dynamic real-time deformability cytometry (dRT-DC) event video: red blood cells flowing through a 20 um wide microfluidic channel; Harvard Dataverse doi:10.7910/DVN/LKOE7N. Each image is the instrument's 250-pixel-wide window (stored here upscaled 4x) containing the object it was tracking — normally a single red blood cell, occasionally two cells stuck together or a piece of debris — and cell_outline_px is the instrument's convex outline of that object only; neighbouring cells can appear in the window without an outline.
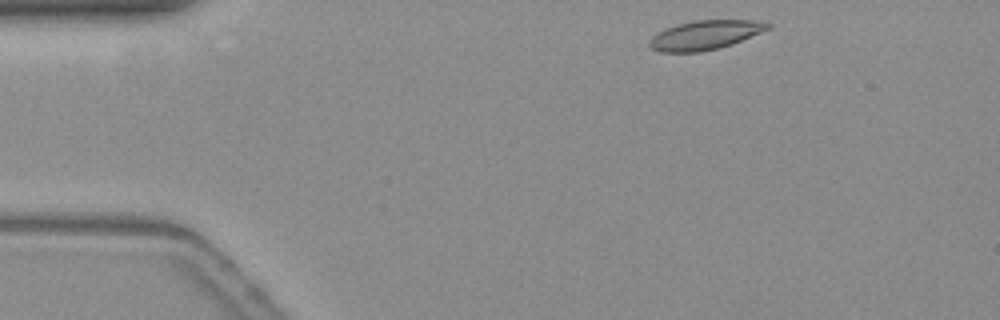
{"species": "common noctule bat (a hibernating species)", "species_latin": "Nyctalus noctula", "temperature_condition": "warm", "stored_images_in_passage": 47, "camera_frame_rate_fps": 3000, "um_per_image_px": 0.085, "animal": {"sex": "female", "body_mass_g": 19.3, "forearm_length_mm": 54.1}, "frame": {"image": 1, "passage_image": 1, "time_ms": 0.0, "image_size_px": [1000, 320], "cell_outline_px": [[772, 28], [732, 44], [720, 48], [700, 52], [660, 52], [652, 48], [648, 44], [648, 40], [652, 36], [676, 24], [696, 20], [752, 20], [772, 24]], "centroid_in_image_um": [59.95, 2.98], "position_along_channel_um": 25.1, "area_um2": 20.11}}
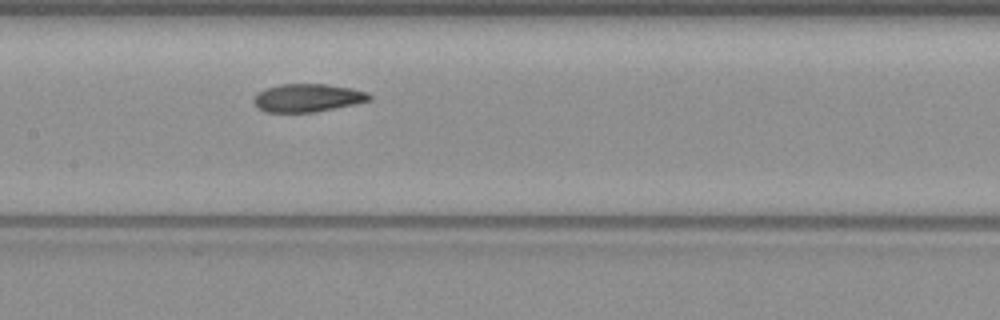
{"frame": {"image": 2, "passage_image": 19, "time_ms": 6.0, "image_size_px": [1000, 320], "cell_outline_px": [[372, 100], [356, 104], [312, 112], [264, 112], [252, 100], [264, 88], [280, 84], [324, 84], [352, 88], [368, 92], [372, 96]], "centroid_in_image_um": [26.18, 8.31], "position_along_channel_um": 181.2, "area_um2": 18.84}}
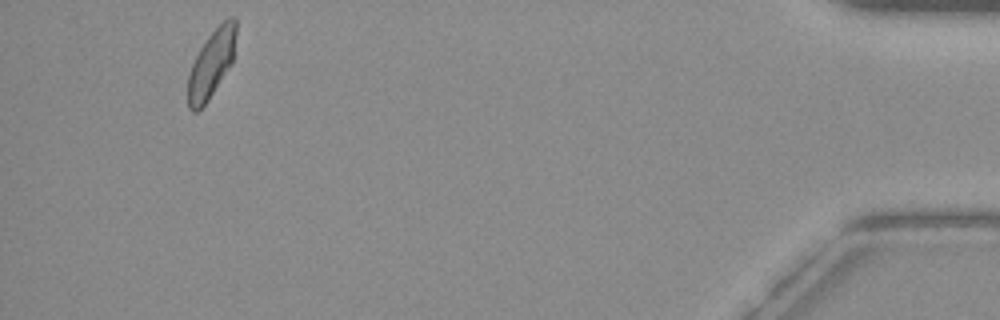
{"frame": {"image": 3, "passage_image": 44, "time_ms": 14.333, "image_size_px": [1000, 320], "cell_outline_px": [[236, 32], [232, 64], [208, 100], [196, 112], [192, 112], [188, 108], [188, 76], [192, 64], [200, 48], [208, 36], [228, 16], [236, 16]], "centroid_in_image_um": [17.98, 5.41], "position_along_channel_um": 417.2, "area_um2": 18.84}, "authors_computed_cell_mechanics": {"area_um2": 19.4786, "velocity_mm_per_s": 3.7613, "shape_relaxation_time_tau1_ms": null, "shape_relaxation_time_tau2_ms": 2.2189, "deformation_change_tau1": null, "deformation_change_tau2": 0.0742}}